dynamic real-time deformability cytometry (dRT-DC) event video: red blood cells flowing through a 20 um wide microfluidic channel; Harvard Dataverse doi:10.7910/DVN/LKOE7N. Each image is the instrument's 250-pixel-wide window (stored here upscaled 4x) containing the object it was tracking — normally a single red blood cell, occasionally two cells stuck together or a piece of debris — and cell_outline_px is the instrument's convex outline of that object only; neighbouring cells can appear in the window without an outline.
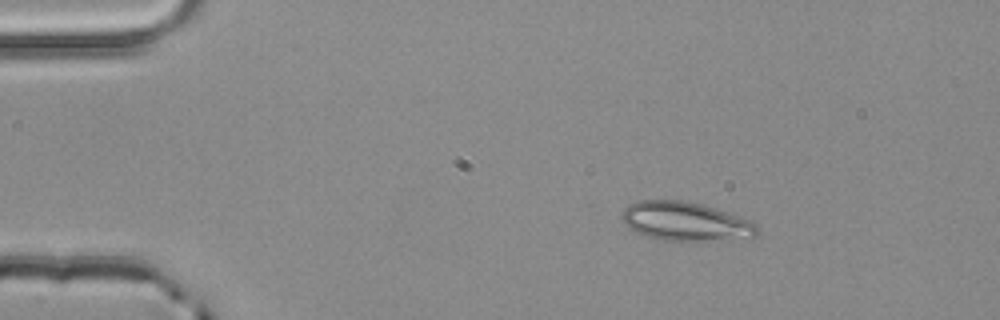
{"species": "common noctule bat (a hibernating species)", "species_latin": "Nyctalus noctula", "temperature_condition": "room temperature", "stored_images_in_passage": 2, "camera_frame_rate_fps": 3000, "um_per_image_px": 0.085, "animal": {"sex": "male", "body_mass_g": 20.4}, "frame": {"image": 1, "passage_image": 1, "time_ms": 0.0, "image_size_px": [1000, 320], "cell_outline_px": [[760, 228], [756, 236], [704, 240], [660, 240], [644, 236], [628, 228], [624, 224], [620, 216], [624, 208], [628, 204], [636, 200], [684, 200], [704, 204], [716, 208], [748, 220], [756, 224]], "centroid_in_image_um": [58.18, 18.79], "position_along_channel_um": 26.8, "area_um2": 30.63}}